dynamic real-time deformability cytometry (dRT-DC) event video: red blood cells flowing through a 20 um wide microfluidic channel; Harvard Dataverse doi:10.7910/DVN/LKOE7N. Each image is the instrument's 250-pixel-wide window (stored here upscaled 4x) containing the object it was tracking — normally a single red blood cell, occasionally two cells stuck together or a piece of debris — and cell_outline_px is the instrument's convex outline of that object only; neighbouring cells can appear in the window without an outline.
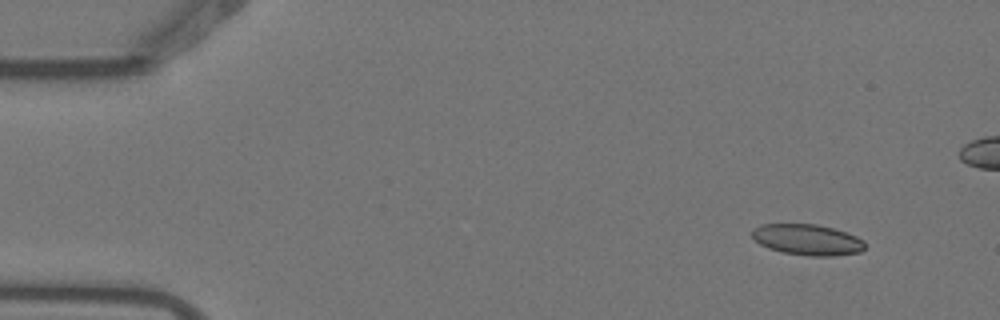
{"species": "Egyptian fruit bat (a non-hibernating species)", "species_latin": "Rousettus aegyptiacus", "temperature_condition": "warm", "stored_images_in_passage": 6, "camera_frame_rate_fps": 3000, "um_per_image_px": 0.085, "animal": {"sex": "female"}, "frame": {"image": 1, "passage_image": 2, "time_ms": 0.333, "image_size_px": [1000, 320], "cell_outline_px": [[864, 248], [860, 252], [832, 256], [808, 256], [780, 252], [768, 248], [760, 244], [752, 236], [752, 228], [764, 224], [816, 224], [832, 228], [856, 236], [864, 240]], "centroid_in_image_um": [68.61, 20.38], "position_along_channel_um": 16.4, "area_um2": 20.29}}